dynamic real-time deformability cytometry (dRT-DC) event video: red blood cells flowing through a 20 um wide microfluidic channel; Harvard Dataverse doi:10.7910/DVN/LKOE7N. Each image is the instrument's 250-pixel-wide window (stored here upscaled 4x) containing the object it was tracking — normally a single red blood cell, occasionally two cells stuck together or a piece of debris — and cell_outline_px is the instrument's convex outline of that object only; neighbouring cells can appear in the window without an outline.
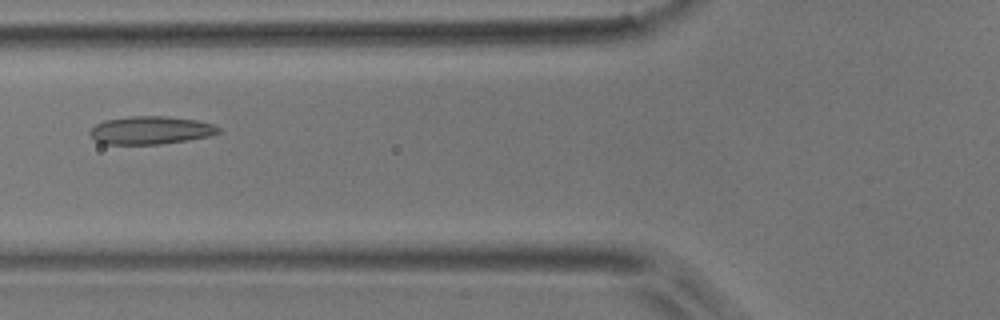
{"species": "common noctule bat (a hibernating species)", "species_latin": "Nyctalus noctula", "temperature_condition": "room temperature", "stored_images_in_passage": 52, "camera_frame_rate_fps": 3000, "um_per_image_px": 0.085, "animal": {"sex": "male", "body_mass_g": 17.9}, "frame": {"image": 1, "passage_image": 20, "time_ms": 6.333, "image_size_px": [1000, 320], "cell_outline_px": [[224, 132], [212, 136], [188, 140], [160, 144], [104, 144], [96, 140], [88, 132], [96, 124], [104, 120], [132, 116], [168, 116], [196, 120], [212, 124], [220, 128]], "centroid_in_image_um": [12.86, 11.07], "position_along_channel_um": 112.9, "area_um2": 21.1}}
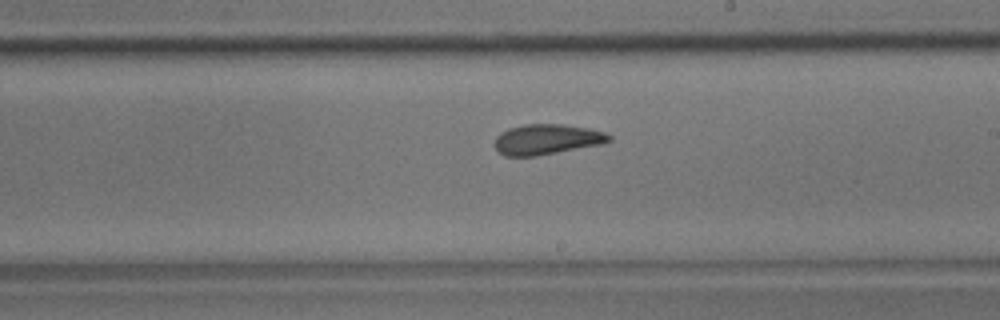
{"frame": {"image": 2, "passage_image": 30, "time_ms": 9.667, "image_size_px": [1000, 320], "cell_outline_px": [[612, 140], [600, 144], [536, 156], [504, 156], [496, 148], [496, 136], [508, 128], [524, 124], [564, 124], [588, 128], [604, 132], [612, 136]], "centroid_in_image_um": [46.48, 11.83], "position_along_channel_um": 242.5, "area_um2": 20.06}}
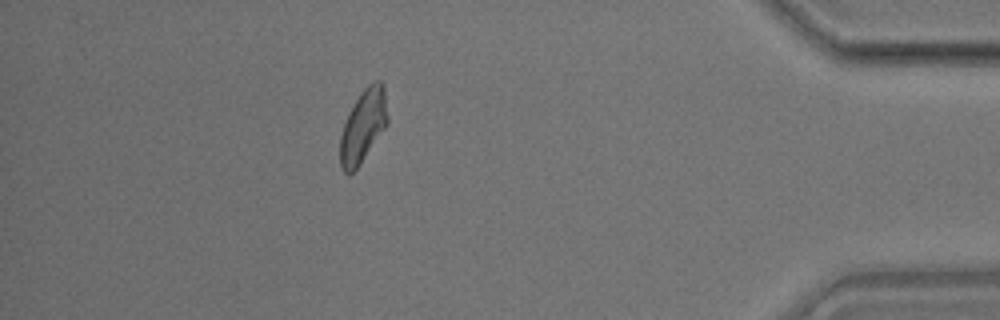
{"frame": {"image": 3, "passage_image": 46, "time_ms": 15.0, "image_size_px": [1000, 320], "cell_outline_px": [[388, 124], [356, 168], [348, 176], [340, 168], [340, 136], [344, 124], [360, 92], [372, 80], [380, 80], [384, 84], [388, 116]], "centroid_in_image_um": [30.88, 10.68], "position_along_channel_um": 404.3, "area_um2": 20.06}, "authors_computed_cell_mechanics": {"area_um2": 20.4323, "velocity_mm_per_s": 3.8817, "shape_relaxation_time_tau1_ms": null, "shape_relaxation_time_tau2_ms": 1.8271, "deformation_change_tau1": null, "deformation_change_tau2": 0.0958}}